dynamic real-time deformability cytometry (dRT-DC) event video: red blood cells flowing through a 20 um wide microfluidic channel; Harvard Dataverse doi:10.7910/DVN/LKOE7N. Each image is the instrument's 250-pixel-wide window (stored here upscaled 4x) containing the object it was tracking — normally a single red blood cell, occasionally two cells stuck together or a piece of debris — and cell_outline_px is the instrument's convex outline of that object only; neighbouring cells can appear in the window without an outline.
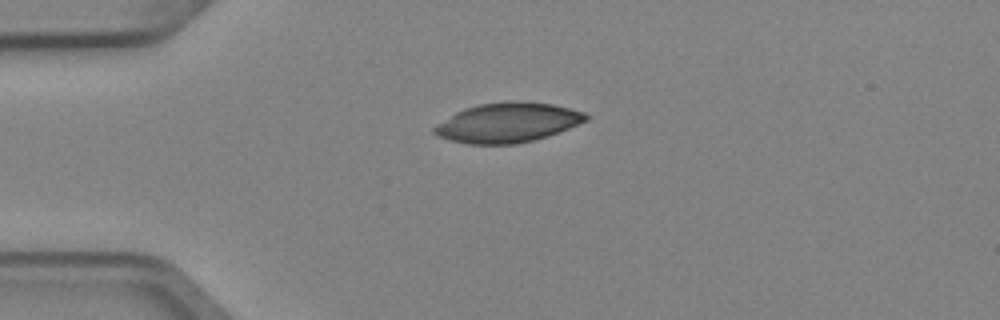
{"species": "Egyptian fruit bat (a non-hibernating species)", "species_latin": "Rousettus aegyptiacus", "temperature_condition": "cold", "stored_images_in_passage": 3, "camera_frame_rate_fps": 3000, "um_per_image_px": 0.085, "animal": {"sex": "female"}, "frame": {"image": 1, "passage_image": 1, "time_ms": 0.0, "image_size_px": [1000, 320], "cell_outline_px": [[588, 120], [548, 136], [516, 144], [468, 144], [452, 140], [440, 136], [432, 132], [432, 128], [436, 124], [456, 112], [464, 108], [480, 104], [508, 100], [520, 100], [552, 104], [584, 112], [588, 116]], "centroid_in_image_um": [43.14, 10.41], "position_along_channel_um": 41.9, "area_um2": 34.97}}
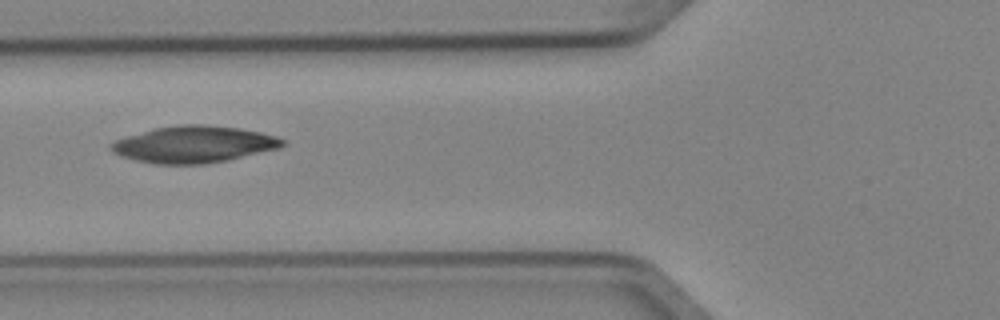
{"frame": {"image": 2, "passage_image": 3, "time_ms": 0.667, "image_size_px": [1000, 320], "cell_outline_px": [[284, 144], [276, 148], [228, 160], [204, 164], [156, 164], [136, 160], [120, 156], [112, 152], [108, 148], [108, 144], [116, 140], [152, 128], [180, 124], [204, 124], [240, 128], [260, 132], [276, 136], [284, 140]], "centroid_in_image_um": [16.41, 12.26], "position_along_channel_um": 109.4, "area_um2": 36.65}}